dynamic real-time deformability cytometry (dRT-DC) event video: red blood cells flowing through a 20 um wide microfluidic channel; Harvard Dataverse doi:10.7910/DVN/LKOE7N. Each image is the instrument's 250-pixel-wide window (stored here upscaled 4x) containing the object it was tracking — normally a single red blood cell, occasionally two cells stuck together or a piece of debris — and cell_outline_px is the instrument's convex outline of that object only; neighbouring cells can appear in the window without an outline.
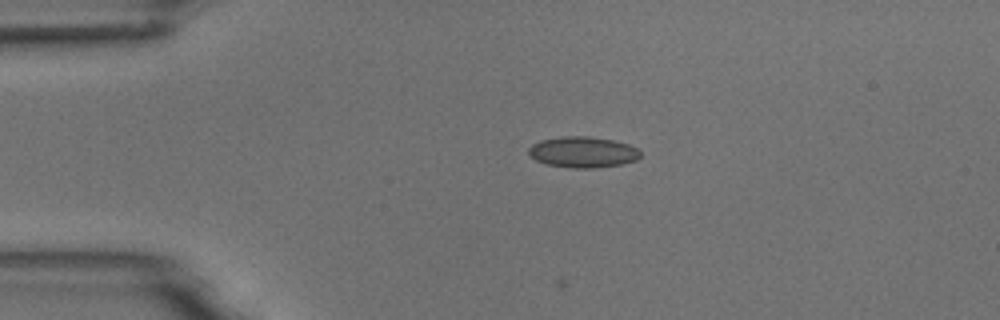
{"species": "common noctule bat (a hibernating species)", "species_latin": "Nyctalus noctula", "temperature_condition": "room temperature", "stored_images_in_passage": 4, "camera_frame_rate_fps": 3000, "um_per_image_px": 0.085, "animal": {"sex": "male", "body_mass_g": 18.8}, "frame": {"image": 1, "passage_image": 2, "time_ms": 1.0, "image_size_px": [1000, 320], "cell_outline_px": [[640, 156], [636, 160], [620, 164], [596, 168], [572, 168], [548, 164], [536, 160], [528, 152], [528, 148], [532, 144], [540, 140], [564, 136], [588, 136], [616, 140], [628, 144], [636, 148], [640, 152]], "centroid_in_image_um": [49.55, 12.92], "position_along_channel_um": 35.5, "area_um2": 20.11}}